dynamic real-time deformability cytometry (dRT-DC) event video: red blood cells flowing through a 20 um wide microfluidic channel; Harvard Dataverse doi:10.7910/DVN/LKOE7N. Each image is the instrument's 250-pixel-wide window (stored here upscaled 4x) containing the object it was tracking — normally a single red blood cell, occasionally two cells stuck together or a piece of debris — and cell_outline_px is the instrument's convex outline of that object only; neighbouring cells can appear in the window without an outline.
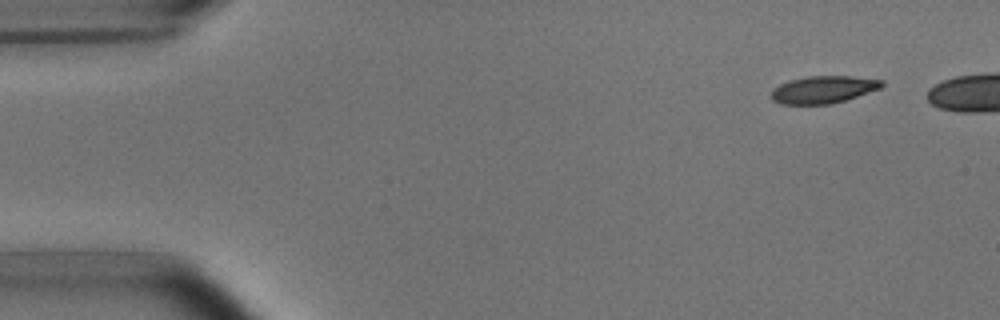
{"species": "common noctule bat (a hibernating species)", "species_latin": "Nyctalus noctula", "temperature_condition": "room temperature", "stored_images_in_passage": 4, "camera_frame_rate_fps": 3000, "um_per_image_px": 0.085, "animal": {"sex": "male", "body_mass_g": 15.6}, "frame": {"image": 1, "passage_image": 1, "time_ms": 0.0, "image_size_px": [1000, 320], "cell_outline_px": [[884, 84], [880, 88], [832, 104], [780, 104], [772, 100], [772, 88], [780, 84], [792, 80], [808, 76], [852, 76], [884, 80]], "centroid_in_image_um": [69.97, 7.61], "position_along_channel_um": 15.0, "area_um2": 17.46}}